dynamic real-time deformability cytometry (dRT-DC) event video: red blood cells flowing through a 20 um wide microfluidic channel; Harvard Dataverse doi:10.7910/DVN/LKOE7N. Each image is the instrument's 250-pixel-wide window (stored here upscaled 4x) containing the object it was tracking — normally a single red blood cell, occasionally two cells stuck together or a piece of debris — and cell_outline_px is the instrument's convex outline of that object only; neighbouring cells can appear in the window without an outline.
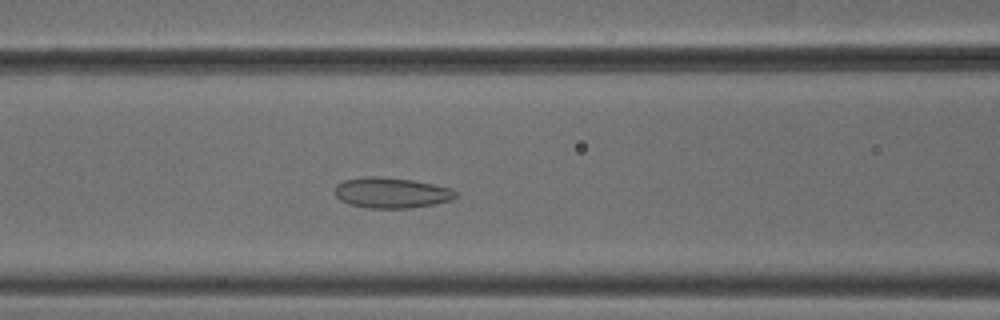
{"species": "common noctule bat (a hibernating species)", "species_latin": "Nyctalus noctula", "temperature_condition": "cold", "stored_images_in_passage": 39, "camera_frame_rate_fps": 3000, "um_per_image_px": 0.085, "animal": {"sex": "male", "body_mass_g": 18.8}, "frame": {"image": 1, "passage_image": 9, "time_ms": 2.667, "image_size_px": [1000, 320], "cell_outline_px": [[456, 196], [452, 200], [432, 204], [408, 208], [364, 208], [348, 204], [340, 200], [336, 196], [336, 184], [344, 180], [364, 176], [380, 176], [412, 180], [452, 188], [456, 192]], "centroid_in_image_um": [33.24, 16.38], "position_along_channel_um": 133.4, "area_um2": 21.56}}
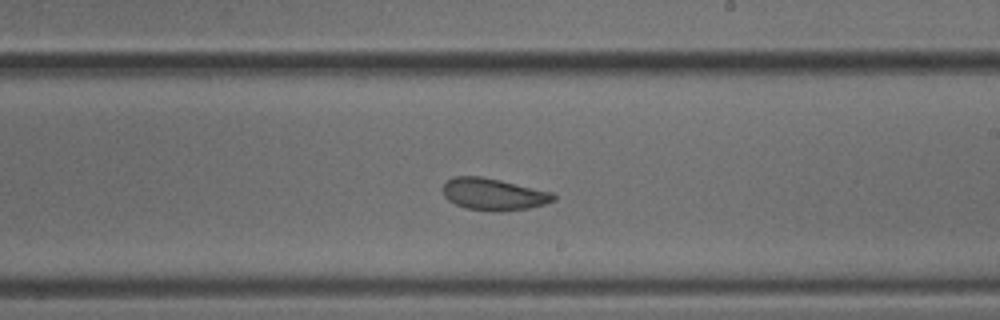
{"frame": {"image": 2, "passage_image": 18, "time_ms": 5.667, "image_size_px": [1000, 320], "cell_outline_px": [[556, 200], [544, 204], [528, 208], [468, 208], [456, 204], [448, 200], [444, 196], [444, 184], [448, 180], [456, 176], [480, 176], [500, 180], [552, 192], [556, 196]], "centroid_in_image_um": [41.96, 16.45], "position_along_channel_um": 247.0, "area_um2": 19.48}}
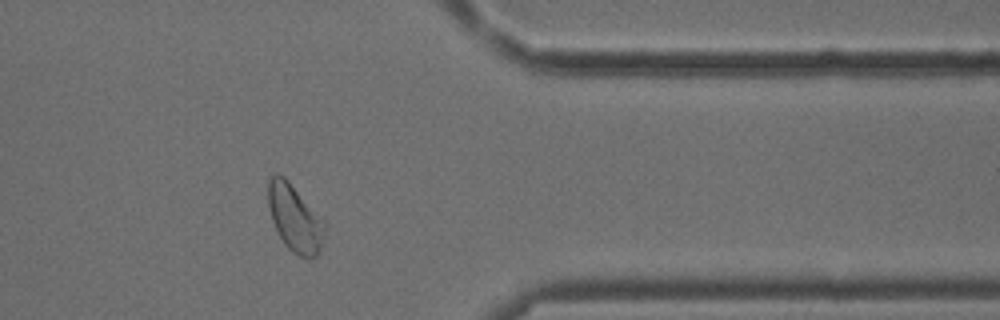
{"frame": {"image": 3, "passage_image": 30, "time_ms": 9.667, "image_size_px": [1000, 320], "cell_outline_px": [[324, 244], [316, 256], [312, 260], [300, 256], [292, 252], [284, 244], [272, 220], [268, 204], [268, 180], [276, 172], [284, 176], [288, 180], [324, 220]], "centroid_in_image_um": [25.07, 18.56], "position_along_channel_um": 386.3, "area_um2": 22.14}, "authors_computed_cell_mechanics": {"area_um2": 21.7906, "velocity_mm_per_s": 3.7985, "shape_relaxation_time_tau1_ms": null, "shape_relaxation_time_tau2_ms": 1.2463, "deformation_change_tau1": null, "deformation_change_tau2": 0.0595}}